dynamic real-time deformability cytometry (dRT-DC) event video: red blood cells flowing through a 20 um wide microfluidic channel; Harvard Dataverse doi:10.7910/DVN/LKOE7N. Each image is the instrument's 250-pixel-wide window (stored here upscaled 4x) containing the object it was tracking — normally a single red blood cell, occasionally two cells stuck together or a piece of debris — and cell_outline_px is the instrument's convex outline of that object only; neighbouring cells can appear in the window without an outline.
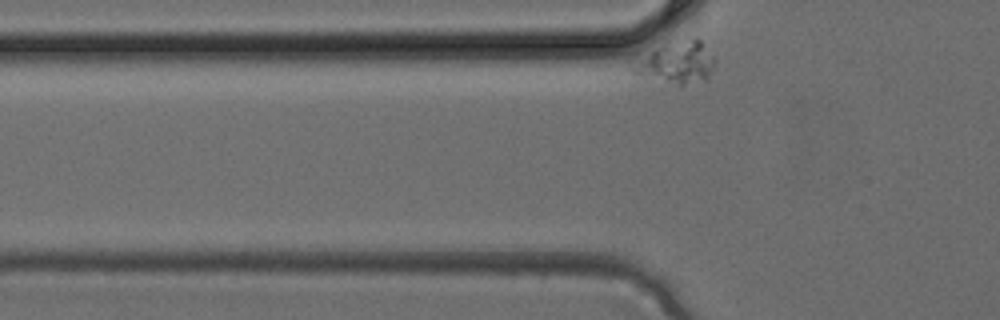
{"species": "common noctule bat (a hibernating species)", "species_latin": "Nyctalus noctula", "temperature_condition": "cold", "stored_images_in_passage": 6, "camera_frame_rate_fps": 3000, "um_per_image_px": 0.085, "animal": {"sex": "female", "body_mass_g": 24.6, "forearm_length_mm": 56.2}, "frame": {"image": 1, "passage_image": 4, "time_ms": 1.0, "image_size_px": [1000, 320], "cell_outline_px": [[716, 60], [708, 76], [684, 84], [680, 84], [632, 72], [628, 68], [628, 60], [632, 56], [664, 40], [696, 36], [700, 40]], "centroid_in_image_um": [57.32, 5.16], "position_along_channel_um": 68.5, "area_um2": 20.87}}
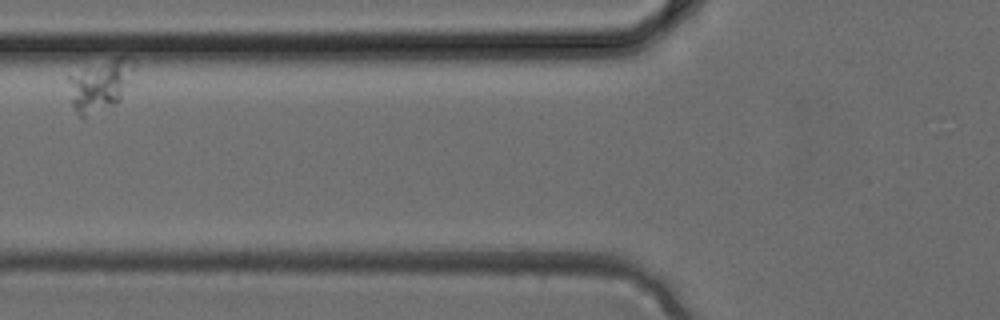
{"frame": {"image": 2, "passage_image": 5, "time_ms": 1.333, "image_size_px": [1000, 320], "cell_outline_px": [[136, 68], [120, 100], [84, 120], [76, 112], [72, 104], [68, 80], [68, 76], [84, 68], [116, 56], [120, 56], [136, 60]], "centroid_in_image_um": [8.52, 7.23], "position_along_channel_um": 117.3, "area_um2": 19.83}}
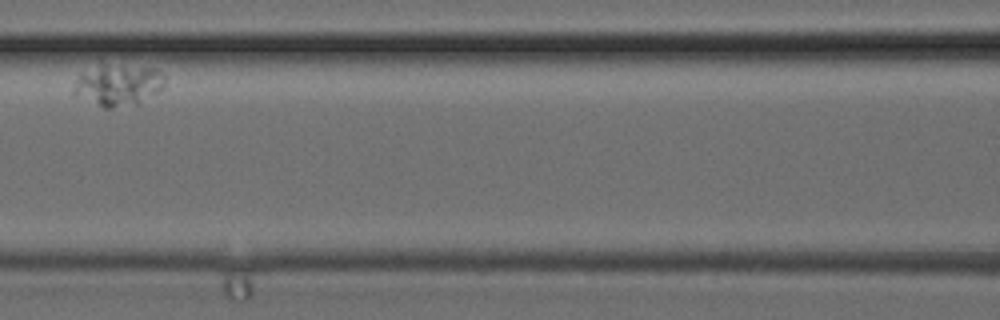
{"frame": {"image": 3, "passage_image": 6, "time_ms": 1.667, "image_size_px": [1000, 320], "cell_outline_px": [[164, 88], [136, 104], [112, 108], [104, 108], [72, 92], [76, 80], [80, 76], [104, 64], [156, 68], [164, 72]], "centroid_in_image_um": [10.12, 7.23], "position_along_channel_um": 156.5, "area_um2": 21.44}}